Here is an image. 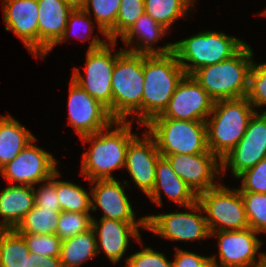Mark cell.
<instances>
[{"label": "cell", "instance_id": "1", "mask_svg": "<svg viewBox=\"0 0 266 267\" xmlns=\"http://www.w3.org/2000/svg\"><path fill=\"white\" fill-rule=\"evenodd\" d=\"M132 122L117 120L95 134L80 137L84 144L91 142V149L82 154L80 172L86 179H114L112 170L125 167L127 146L137 135L131 131ZM114 124L117 128L111 131Z\"/></svg>", "mask_w": 266, "mask_h": 267}, {"label": "cell", "instance_id": "2", "mask_svg": "<svg viewBox=\"0 0 266 267\" xmlns=\"http://www.w3.org/2000/svg\"><path fill=\"white\" fill-rule=\"evenodd\" d=\"M255 112L246 96L214 101L212 112L206 119L209 151L219 160L226 156L245 134Z\"/></svg>", "mask_w": 266, "mask_h": 267}, {"label": "cell", "instance_id": "3", "mask_svg": "<svg viewBox=\"0 0 266 267\" xmlns=\"http://www.w3.org/2000/svg\"><path fill=\"white\" fill-rule=\"evenodd\" d=\"M185 75L174 52L165 55H144L142 125L164 112L178 83Z\"/></svg>", "mask_w": 266, "mask_h": 267}, {"label": "cell", "instance_id": "4", "mask_svg": "<svg viewBox=\"0 0 266 267\" xmlns=\"http://www.w3.org/2000/svg\"><path fill=\"white\" fill-rule=\"evenodd\" d=\"M253 55L251 47L245 44L230 59L201 67L192 76L214 101L245 97Z\"/></svg>", "mask_w": 266, "mask_h": 267}, {"label": "cell", "instance_id": "5", "mask_svg": "<svg viewBox=\"0 0 266 267\" xmlns=\"http://www.w3.org/2000/svg\"><path fill=\"white\" fill-rule=\"evenodd\" d=\"M112 118L127 121L135 114L142 125V97L144 91V55L123 51L116 59L111 81Z\"/></svg>", "mask_w": 266, "mask_h": 267}, {"label": "cell", "instance_id": "6", "mask_svg": "<svg viewBox=\"0 0 266 267\" xmlns=\"http://www.w3.org/2000/svg\"><path fill=\"white\" fill-rule=\"evenodd\" d=\"M245 44L237 37L223 32L204 31L174 42L173 52L185 74L192 75L201 67L230 59Z\"/></svg>", "mask_w": 266, "mask_h": 267}, {"label": "cell", "instance_id": "7", "mask_svg": "<svg viewBox=\"0 0 266 267\" xmlns=\"http://www.w3.org/2000/svg\"><path fill=\"white\" fill-rule=\"evenodd\" d=\"M161 156L211 153L207 145L206 122L153 118L146 125Z\"/></svg>", "mask_w": 266, "mask_h": 267}, {"label": "cell", "instance_id": "8", "mask_svg": "<svg viewBox=\"0 0 266 267\" xmlns=\"http://www.w3.org/2000/svg\"><path fill=\"white\" fill-rule=\"evenodd\" d=\"M108 42L110 44L95 36L92 38L86 53V77L80 73L79 68L75 67L72 79L91 97L105 106L112 116V74L116 59L124 48L113 55L110 46L115 49L116 41Z\"/></svg>", "mask_w": 266, "mask_h": 267}, {"label": "cell", "instance_id": "9", "mask_svg": "<svg viewBox=\"0 0 266 267\" xmlns=\"http://www.w3.org/2000/svg\"><path fill=\"white\" fill-rule=\"evenodd\" d=\"M197 200L207 213L205 218L210 232L249 228L244 202L238 188L230 190L219 184L201 194Z\"/></svg>", "mask_w": 266, "mask_h": 267}, {"label": "cell", "instance_id": "10", "mask_svg": "<svg viewBox=\"0 0 266 267\" xmlns=\"http://www.w3.org/2000/svg\"><path fill=\"white\" fill-rule=\"evenodd\" d=\"M186 208L192 213L186 211L145 216L146 230L174 241L187 242L210 237L206 218L199 214L204 211L198 200Z\"/></svg>", "mask_w": 266, "mask_h": 267}, {"label": "cell", "instance_id": "11", "mask_svg": "<svg viewBox=\"0 0 266 267\" xmlns=\"http://www.w3.org/2000/svg\"><path fill=\"white\" fill-rule=\"evenodd\" d=\"M252 115L247 130L237 145L221 160V172L227 168L235 178L266 157V113Z\"/></svg>", "mask_w": 266, "mask_h": 267}, {"label": "cell", "instance_id": "12", "mask_svg": "<svg viewBox=\"0 0 266 267\" xmlns=\"http://www.w3.org/2000/svg\"><path fill=\"white\" fill-rule=\"evenodd\" d=\"M214 100L192 75H185L178 83L167 108L154 118L203 121L212 112Z\"/></svg>", "mask_w": 266, "mask_h": 267}, {"label": "cell", "instance_id": "13", "mask_svg": "<svg viewBox=\"0 0 266 267\" xmlns=\"http://www.w3.org/2000/svg\"><path fill=\"white\" fill-rule=\"evenodd\" d=\"M57 161L51 153L29 143L16 156L0 169L4 179L12 184L33 186L44 183L57 171Z\"/></svg>", "mask_w": 266, "mask_h": 267}, {"label": "cell", "instance_id": "14", "mask_svg": "<svg viewBox=\"0 0 266 267\" xmlns=\"http://www.w3.org/2000/svg\"><path fill=\"white\" fill-rule=\"evenodd\" d=\"M172 169L198 198L218 184L215 175L221 172L220 160L213 153L171 154L164 156Z\"/></svg>", "mask_w": 266, "mask_h": 267}, {"label": "cell", "instance_id": "15", "mask_svg": "<svg viewBox=\"0 0 266 267\" xmlns=\"http://www.w3.org/2000/svg\"><path fill=\"white\" fill-rule=\"evenodd\" d=\"M68 110L69 124L79 137L95 134L115 121L108 109L84 91L72 78Z\"/></svg>", "mask_w": 266, "mask_h": 267}, {"label": "cell", "instance_id": "16", "mask_svg": "<svg viewBox=\"0 0 266 267\" xmlns=\"http://www.w3.org/2000/svg\"><path fill=\"white\" fill-rule=\"evenodd\" d=\"M259 234L252 228L239 231L210 232V237L217 235L219 246V264L221 267H258L263 253L256 254L262 242Z\"/></svg>", "mask_w": 266, "mask_h": 267}, {"label": "cell", "instance_id": "17", "mask_svg": "<svg viewBox=\"0 0 266 267\" xmlns=\"http://www.w3.org/2000/svg\"><path fill=\"white\" fill-rule=\"evenodd\" d=\"M91 211H96L98 207L103 212L101 218H108L128 222L132 225H146V217L136 220L131 203L125 194L122 182L114 179L91 180Z\"/></svg>", "mask_w": 266, "mask_h": 267}, {"label": "cell", "instance_id": "18", "mask_svg": "<svg viewBox=\"0 0 266 267\" xmlns=\"http://www.w3.org/2000/svg\"><path fill=\"white\" fill-rule=\"evenodd\" d=\"M136 135L127 146L125 170L135 185L148 195L155 184L156 163L161 157L154 138L147 132Z\"/></svg>", "mask_w": 266, "mask_h": 267}, {"label": "cell", "instance_id": "19", "mask_svg": "<svg viewBox=\"0 0 266 267\" xmlns=\"http://www.w3.org/2000/svg\"><path fill=\"white\" fill-rule=\"evenodd\" d=\"M5 30H12L26 48L38 57L37 0H2Z\"/></svg>", "mask_w": 266, "mask_h": 267}, {"label": "cell", "instance_id": "20", "mask_svg": "<svg viewBox=\"0 0 266 267\" xmlns=\"http://www.w3.org/2000/svg\"><path fill=\"white\" fill-rule=\"evenodd\" d=\"M139 227L146 229V225H132L108 218H100L98 221L93 217L92 228L100 243L99 245L97 240V252L104 251L112 263L119 262L129 247L130 237L142 241Z\"/></svg>", "mask_w": 266, "mask_h": 267}, {"label": "cell", "instance_id": "21", "mask_svg": "<svg viewBox=\"0 0 266 267\" xmlns=\"http://www.w3.org/2000/svg\"><path fill=\"white\" fill-rule=\"evenodd\" d=\"M38 56L45 58L62 37L73 11L63 0H37Z\"/></svg>", "mask_w": 266, "mask_h": 267}, {"label": "cell", "instance_id": "22", "mask_svg": "<svg viewBox=\"0 0 266 267\" xmlns=\"http://www.w3.org/2000/svg\"><path fill=\"white\" fill-rule=\"evenodd\" d=\"M166 32H168V29L144 12L121 37L126 45H131V43L135 42V44L137 43L136 46L130 49L124 48V50L143 55H165L171 53L173 52V43H168L157 49L153 46L161 37L165 36ZM135 36H139V41L136 40V42L134 40Z\"/></svg>", "mask_w": 266, "mask_h": 267}, {"label": "cell", "instance_id": "23", "mask_svg": "<svg viewBox=\"0 0 266 267\" xmlns=\"http://www.w3.org/2000/svg\"><path fill=\"white\" fill-rule=\"evenodd\" d=\"M161 189L169 200L184 207L196 202L198 199L188 188V185L177 176L169 161L162 156L156 163L153 190L147 195L157 206H162Z\"/></svg>", "mask_w": 266, "mask_h": 267}, {"label": "cell", "instance_id": "24", "mask_svg": "<svg viewBox=\"0 0 266 267\" xmlns=\"http://www.w3.org/2000/svg\"><path fill=\"white\" fill-rule=\"evenodd\" d=\"M35 206L34 187L10 185L0 193V229H15Z\"/></svg>", "mask_w": 266, "mask_h": 267}, {"label": "cell", "instance_id": "25", "mask_svg": "<svg viewBox=\"0 0 266 267\" xmlns=\"http://www.w3.org/2000/svg\"><path fill=\"white\" fill-rule=\"evenodd\" d=\"M35 141V136L11 115L0 116V169Z\"/></svg>", "mask_w": 266, "mask_h": 267}, {"label": "cell", "instance_id": "26", "mask_svg": "<svg viewBox=\"0 0 266 267\" xmlns=\"http://www.w3.org/2000/svg\"><path fill=\"white\" fill-rule=\"evenodd\" d=\"M97 238L93 228L61 243L60 261L62 267H80L82 263L97 256Z\"/></svg>", "mask_w": 266, "mask_h": 267}, {"label": "cell", "instance_id": "27", "mask_svg": "<svg viewBox=\"0 0 266 267\" xmlns=\"http://www.w3.org/2000/svg\"><path fill=\"white\" fill-rule=\"evenodd\" d=\"M30 250L15 229H0V267H27Z\"/></svg>", "mask_w": 266, "mask_h": 267}, {"label": "cell", "instance_id": "28", "mask_svg": "<svg viewBox=\"0 0 266 267\" xmlns=\"http://www.w3.org/2000/svg\"><path fill=\"white\" fill-rule=\"evenodd\" d=\"M195 0H144V11L166 29L181 17L188 15V9Z\"/></svg>", "mask_w": 266, "mask_h": 267}, {"label": "cell", "instance_id": "29", "mask_svg": "<svg viewBox=\"0 0 266 267\" xmlns=\"http://www.w3.org/2000/svg\"><path fill=\"white\" fill-rule=\"evenodd\" d=\"M121 0H88L84 11L91 18V9L99 31L108 41H116V20Z\"/></svg>", "mask_w": 266, "mask_h": 267}, {"label": "cell", "instance_id": "30", "mask_svg": "<svg viewBox=\"0 0 266 267\" xmlns=\"http://www.w3.org/2000/svg\"><path fill=\"white\" fill-rule=\"evenodd\" d=\"M61 212L44 206H34L18 224V233L56 234Z\"/></svg>", "mask_w": 266, "mask_h": 267}, {"label": "cell", "instance_id": "31", "mask_svg": "<svg viewBox=\"0 0 266 267\" xmlns=\"http://www.w3.org/2000/svg\"><path fill=\"white\" fill-rule=\"evenodd\" d=\"M56 192L62 212L89 213L91 197L81 186L56 179Z\"/></svg>", "mask_w": 266, "mask_h": 267}, {"label": "cell", "instance_id": "32", "mask_svg": "<svg viewBox=\"0 0 266 267\" xmlns=\"http://www.w3.org/2000/svg\"><path fill=\"white\" fill-rule=\"evenodd\" d=\"M249 224L258 233H266V193L240 192Z\"/></svg>", "mask_w": 266, "mask_h": 267}, {"label": "cell", "instance_id": "33", "mask_svg": "<svg viewBox=\"0 0 266 267\" xmlns=\"http://www.w3.org/2000/svg\"><path fill=\"white\" fill-rule=\"evenodd\" d=\"M90 213L61 212L56 235L63 241L92 228Z\"/></svg>", "mask_w": 266, "mask_h": 267}, {"label": "cell", "instance_id": "34", "mask_svg": "<svg viewBox=\"0 0 266 267\" xmlns=\"http://www.w3.org/2000/svg\"><path fill=\"white\" fill-rule=\"evenodd\" d=\"M30 252L48 257L60 256L62 240L56 234L19 233Z\"/></svg>", "mask_w": 266, "mask_h": 267}, {"label": "cell", "instance_id": "35", "mask_svg": "<svg viewBox=\"0 0 266 267\" xmlns=\"http://www.w3.org/2000/svg\"><path fill=\"white\" fill-rule=\"evenodd\" d=\"M246 97L253 107L266 105V63H253Z\"/></svg>", "mask_w": 266, "mask_h": 267}, {"label": "cell", "instance_id": "36", "mask_svg": "<svg viewBox=\"0 0 266 267\" xmlns=\"http://www.w3.org/2000/svg\"><path fill=\"white\" fill-rule=\"evenodd\" d=\"M144 0H121L116 20V42L144 14Z\"/></svg>", "mask_w": 266, "mask_h": 267}, {"label": "cell", "instance_id": "37", "mask_svg": "<svg viewBox=\"0 0 266 267\" xmlns=\"http://www.w3.org/2000/svg\"><path fill=\"white\" fill-rule=\"evenodd\" d=\"M237 178L242 179L240 192L266 193V157Z\"/></svg>", "mask_w": 266, "mask_h": 267}, {"label": "cell", "instance_id": "38", "mask_svg": "<svg viewBox=\"0 0 266 267\" xmlns=\"http://www.w3.org/2000/svg\"><path fill=\"white\" fill-rule=\"evenodd\" d=\"M60 176L58 170L52 175L51 178L45 181L39 189L34 187V197L36 206H44L45 208L52 209L56 212H62L61 206L58 201L56 192V178Z\"/></svg>", "mask_w": 266, "mask_h": 267}, {"label": "cell", "instance_id": "39", "mask_svg": "<svg viewBox=\"0 0 266 267\" xmlns=\"http://www.w3.org/2000/svg\"><path fill=\"white\" fill-rule=\"evenodd\" d=\"M125 261L130 267H173V262L168 261L164 253L149 247L130 255Z\"/></svg>", "mask_w": 266, "mask_h": 267}, {"label": "cell", "instance_id": "40", "mask_svg": "<svg viewBox=\"0 0 266 267\" xmlns=\"http://www.w3.org/2000/svg\"><path fill=\"white\" fill-rule=\"evenodd\" d=\"M89 15L84 11V10H75L72 11L69 16H68V20H67V24H66V28L64 30V33L62 35V37L60 38V40L55 44L58 45L59 43H62L65 40H68V34L71 33V35H73V33H75V35L78 33L75 32L76 28L80 27V26H85V31L89 32L83 39V41H87L86 39H90L92 38L90 36L91 33H93L92 29L94 28V26H92L93 22L90 20V18L88 17ZM73 31V32H72ZM80 34V33H79ZM78 34V35H79ZM78 38L80 36H77Z\"/></svg>", "mask_w": 266, "mask_h": 267}, {"label": "cell", "instance_id": "41", "mask_svg": "<svg viewBox=\"0 0 266 267\" xmlns=\"http://www.w3.org/2000/svg\"><path fill=\"white\" fill-rule=\"evenodd\" d=\"M175 260H172L173 267H200L208 256H201L193 252L176 248Z\"/></svg>", "mask_w": 266, "mask_h": 267}, {"label": "cell", "instance_id": "42", "mask_svg": "<svg viewBox=\"0 0 266 267\" xmlns=\"http://www.w3.org/2000/svg\"><path fill=\"white\" fill-rule=\"evenodd\" d=\"M27 267H62L60 257H48L30 252Z\"/></svg>", "mask_w": 266, "mask_h": 267}, {"label": "cell", "instance_id": "43", "mask_svg": "<svg viewBox=\"0 0 266 267\" xmlns=\"http://www.w3.org/2000/svg\"><path fill=\"white\" fill-rule=\"evenodd\" d=\"M73 11L84 10L88 0H63Z\"/></svg>", "mask_w": 266, "mask_h": 267}, {"label": "cell", "instance_id": "44", "mask_svg": "<svg viewBox=\"0 0 266 267\" xmlns=\"http://www.w3.org/2000/svg\"><path fill=\"white\" fill-rule=\"evenodd\" d=\"M200 267H221L216 260V256H209Z\"/></svg>", "mask_w": 266, "mask_h": 267}, {"label": "cell", "instance_id": "45", "mask_svg": "<svg viewBox=\"0 0 266 267\" xmlns=\"http://www.w3.org/2000/svg\"><path fill=\"white\" fill-rule=\"evenodd\" d=\"M258 267H266V253H263Z\"/></svg>", "mask_w": 266, "mask_h": 267}, {"label": "cell", "instance_id": "46", "mask_svg": "<svg viewBox=\"0 0 266 267\" xmlns=\"http://www.w3.org/2000/svg\"><path fill=\"white\" fill-rule=\"evenodd\" d=\"M262 13H263L262 15L266 16V10H264Z\"/></svg>", "mask_w": 266, "mask_h": 267}]
</instances>
